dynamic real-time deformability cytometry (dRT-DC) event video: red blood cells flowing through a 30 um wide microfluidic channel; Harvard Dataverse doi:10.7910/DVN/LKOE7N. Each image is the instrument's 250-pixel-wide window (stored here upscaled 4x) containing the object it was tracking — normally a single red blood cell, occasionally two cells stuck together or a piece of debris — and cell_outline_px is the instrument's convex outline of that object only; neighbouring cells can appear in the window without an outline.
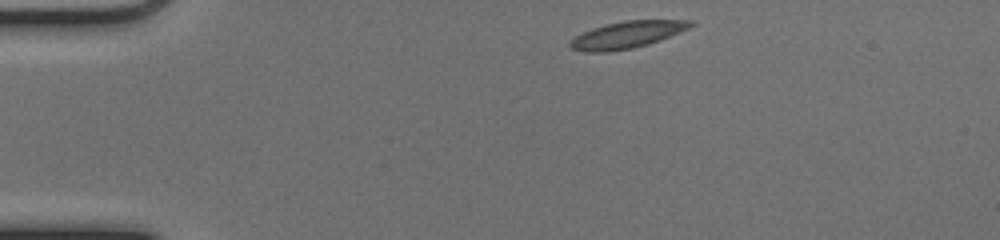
{"species": "common noctule bat (a hibernating species)", "species_latin": "Nyctalus noctula", "temperature_condition": "cold", "stored_images_in_passage": 43, "camera_frame_rate_fps": 3000, "um_per_image_px": 0.085, "animal": {"sex": "female", "body_mass_g": 17.0, "forearm_length_mm": 48.0}, "frame": {"image": 1, "passage_image": 1, "time_ms": 0.0, "image_size_px": [1000, 240], "cell_outline_px": [[696, 24], [680, 32], [660, 40], [648, 44], [632, 48], [608, 52], [584, 52], [568, 48], [568, 40], [592, 28], [624, 20], [696, 20]], "centroid_in_image_um": [53.28, 2.96], "position_along_channel_um": 31.7, "area_um2": 19.02}}
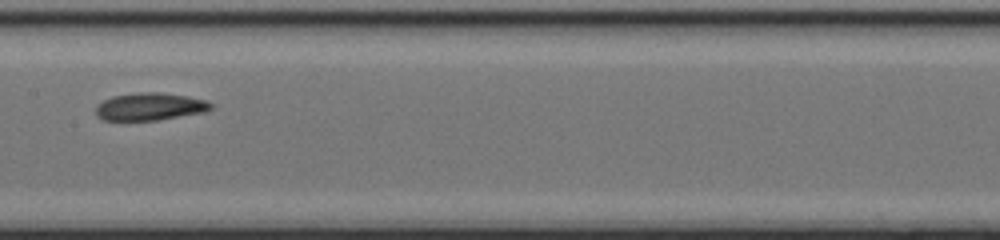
{"frame": {"image": 2, "passage_image": 18, "time_ms": 5.667, "image_size_px": [1000, 240], "cell_outline_px": [[216, 108], [208, 112], [156, 120], [104, 120], [96, 116], [96, 104], [112, 96], [140, 92], [160, 92], [188, 96], [204, 100], [212, 104]], "centroid_in_image_um": [12.78, 9.06], "position_along_channel_um": 194.6, "area_um2": 18.67}}
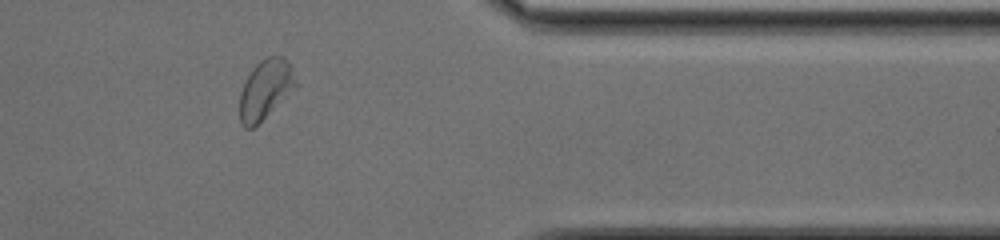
{"frame": {"image": 3, "passage_image": 34, "time_ms": 11.0, "image_size_px": [1000, 240], "cell_outline_px": [[296, 88], [252, 128], [244, 128], [240, 120], [240, 92], [252, 68], [260, 60], [268, 56], [284, 56], [292, 64], [296, 80]], "centroid_in_image_um": [22.58, 7.55], "position_along_channel_um": 388.8, "area_um2": 19.31}, "authors_computed_cell_mechanics": {"area_um2": 18.785, "velocity_mm_per_s": 3.9505, "shape_relaxation_time_tau1_ms": null, "shape_relaxation_time_tau2_ms": 4.479, "deformation_change_tau1": null, "deformation_change_tau2": 0.1122}}